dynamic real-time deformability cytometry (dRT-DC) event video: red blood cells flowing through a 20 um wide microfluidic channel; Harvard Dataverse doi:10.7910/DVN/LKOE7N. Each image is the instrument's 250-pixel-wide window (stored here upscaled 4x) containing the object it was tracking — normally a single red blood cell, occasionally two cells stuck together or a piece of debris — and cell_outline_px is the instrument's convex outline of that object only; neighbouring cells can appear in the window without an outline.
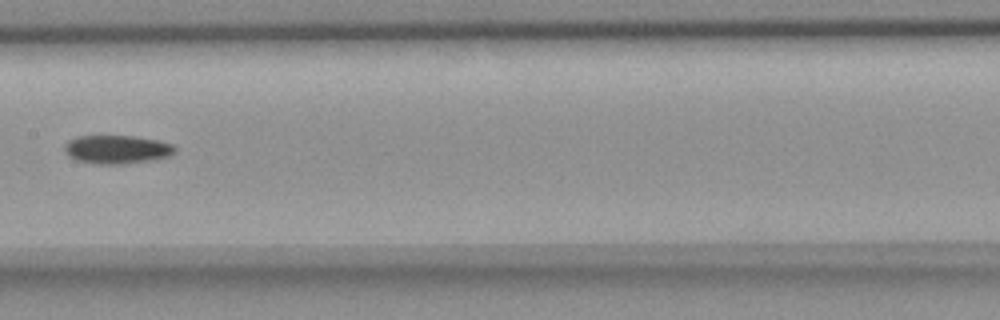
{"species": "common noctule bat (a hibernating species)", "species_latin": "Nyctalus noctula", "temperature_condition": "room temperature", "stored_images_in_passage": 9, "camera_frame_rate_fps": 3000, "um_per_image_px": 0.085, "animal": {"sex": "female", "body_mass_g": 18.4}, "frame": {"image": 1, "passage_image": 6, "time_ms": 7.333, "image_size_px": [1000, 320], "cell_outline_px": [[176, 152], [168, 156], [148, 160], [120, 164], [100, 164], [76, 160], [68, 156], [64, 148], [68, 140], [76, 136], [132, 136], [156, 140], [172, 144], [176, 148]], "centroid_in_image_um": [9.91, 12.69], "position_along_channel_um": 197.5, "area_um2": 18.09}}
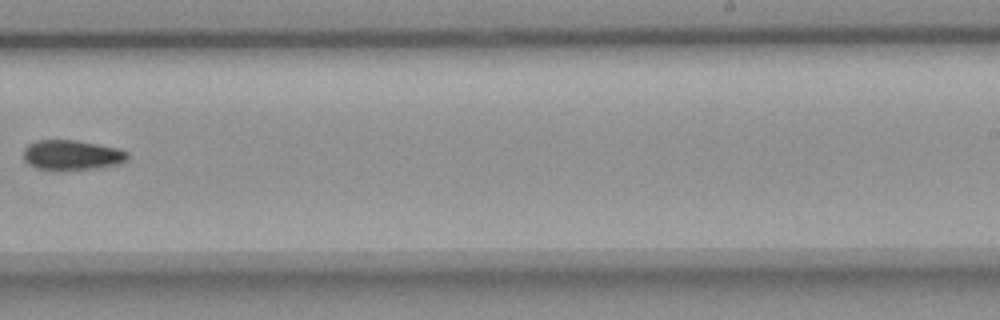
{"frame": {"image": 2, "passage_image": 8, "time_ms": 9.667, "image_size_px": [1000, 320], "cell_outline_px": [[128, 160], [116, 164], [88, 168], [40, 168], [24, 160], [24, 148], [28, 144], [36, 140], [76, 140], [120, 148], [128, 152]], "centroid_in_image_um": [6.14, 13.12], "position_along_channel_um": 282.9, "area_um2": 17.51}}
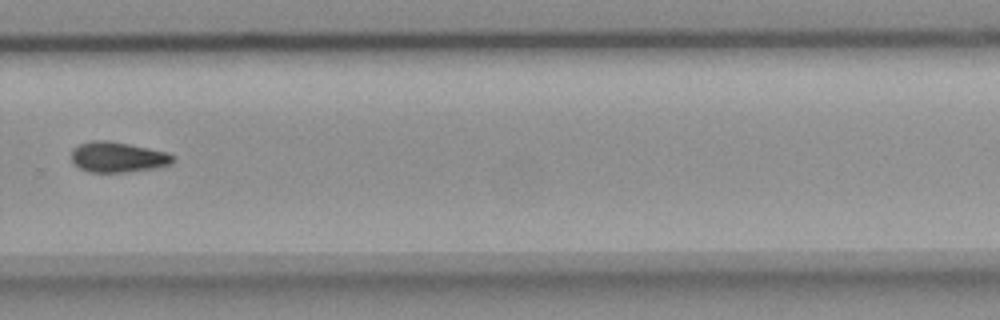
{"frame": {"image": 3, "passage_image": 9, "time_ms": 10.667, "image_size_px": [1000, 320], "cell_outline_px": [[176, 160], [168, 164], [152, 168], [124, 172], [88, 172], [80, 168], [72, 160], [72, 148], [76, 144], [92, 140], [108, 140], [168, 152], [176, 156]], "centroid_in_image_um": [9.99, 13.33], "position_along_channel_um": 319.8, "area_um2": 17.98}}